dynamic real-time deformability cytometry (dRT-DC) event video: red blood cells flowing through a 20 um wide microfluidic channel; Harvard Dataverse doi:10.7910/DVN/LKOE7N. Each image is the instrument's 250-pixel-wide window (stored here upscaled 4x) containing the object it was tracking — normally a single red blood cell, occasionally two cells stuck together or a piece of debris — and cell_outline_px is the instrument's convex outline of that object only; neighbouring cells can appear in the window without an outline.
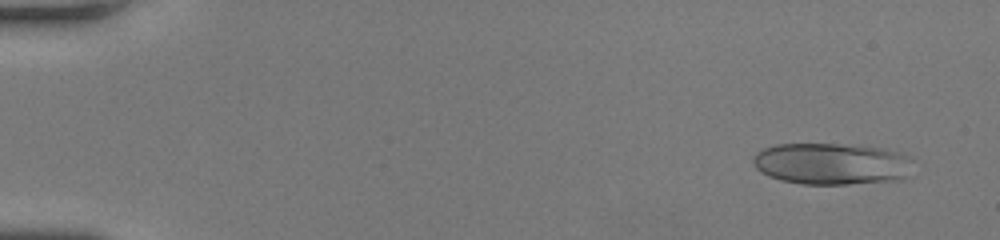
{"species": "human", "species_latin": "Homo sapiens", "temperature_condition": "room temperature", "stored_images_in_passage": 50, "camera_frame_rate_fps": 3000, "um_per_image_px": 0.085, "donor": {"sex": "female"}, "frame": {"image": 1, "passage_image": 4, "time_ms": 1.0, "image_size_px": [1000, 240], "cell_outline_px": [[912, 160], [904, 176], [900, 180], [848, 184], [800, 184], [780, 180], [768, 176], [760, 172], [752, 164], [752, 156], [760, 148], [776, 144], [836, 144], [884, 148], [900, 152], [908, 156]], "centroid_in_image_um": [70.6, 13.92], "position_along_channel_um": 14.4, "area_um2": 39.02}}
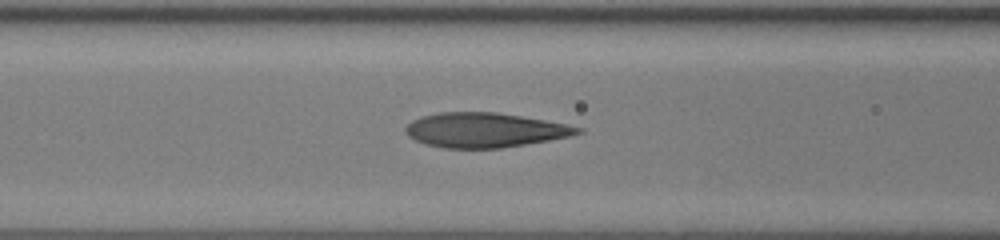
{"frame": {"image": 2, "passage_image": 22, "time_ms": 7.0, "image_size_px": [1000, 240], "cell_outline_px": [[584, 132], [568, 136], [548, 140], [500, 148], [444, 148], [428, 144], [416, 140], [408, 136], [404, 132], [404, 128], [412, 120], [420, 116], [440, 112], [496, 112], [544, 120], [584, 128]], "centroid_in_image_um": [41.16, 11.05], "position_along_channel_um": 125.4, "area_um2": 34.45}}
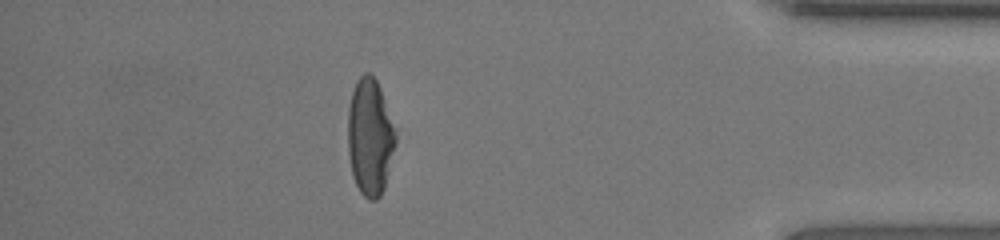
{"frame": {"image": 3, "passage_image": 44, "time_ms": 14.333, "image_size_px": [1000, 240], "cell_outline_px": [[396, 144], [384, 188], [380, 196], [376, 200], [368, 200], [360, 192], [352, 176], [348, 152], [348, 108], [352, 92], [356, 80], [364, 72], [368, 72], [376, 80], [380, 88], [396, 128]], "centroid_in_image_um": [31.45, 11.65], "position_along_channel_um": 403.8, "area_um2": 32.77}, "authors_computed_cell_mechanics": {"area_um2": 35.0268, "velocity_mm_per_s": 4.2894, "shape_relaxation_time_tau1_ms": 6.1988, "shape_relaxation_time_tau2_ms": 1.0538, "deformation_change_tau1": 0.2632, "deformation_change_tau2": 0.1038}}